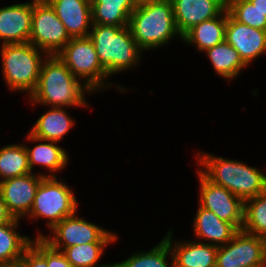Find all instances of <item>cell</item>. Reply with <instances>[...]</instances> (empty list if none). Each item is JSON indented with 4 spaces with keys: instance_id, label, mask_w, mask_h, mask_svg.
Here are the masks:
<instances>
[{
    "instance_id": "44dd1931",
    "label": "cell",
    "mask_w": 266,
    "mask_h": 267,
    "mask_svg": "<svg viewBox=\"0 0 266 267\" xmlns=\"http://www.w3.org/2000/svg\"><path fill=\"white\" fill-rule=\"evenodd\" d=\"M35 122L32 135L39 139L59 142L74 126V119L67 114L65 107H49Z\"/></svg>"
},
{
    "instance_id": "9c48e42d",
    "label": "cell",
    "mask_w": 266,
    "mask_h": 267,
    "mask_svg": "<svg viewBox=\"0 0 266 267\" xmlns=\"http://www.w3.org/2000/svg\"><path fill=\"white\" fill-rule=\"evenodd\" d=\"M64 24L47 0H33L29 43L48 55H56L69 41Z\"/></svg>"
},
{
    "instance_id": "e0dca14e",
    "label": "cell",
    "mask_w": 266,
    "mask_h": 267,
    "mask_svg": "<svg viewBox=\"0 0 266 267\" xmlns=\"http://www.w3.org/2000/svg\"><path fill=\"white\" fill-rule=\"evenodd\" d=\"M172 233L170 229L164 239L172 251L175 267H216L218 246L202 241L189 242V240L173 243Z\"/></svg>"
},
{
    "instance_id": "d6986e66",
    "label": "cell",
    "mask_w": 266,
    "mask_h": 267,
    "mask_svg": "<svg viewBox=\"0 0 266 267\" xmlns=\"http://www.w3.org/2000/svg\"><path fill=\"white\" fill-rule=\"evenodd\" d=\"M26 136L28 141L37 143L33 148L24 144L27 154H28V163L31 169L33 170L34 165L45 167L50 172L47 177H56L54 172H58L64 169L68 164V154L65 149L57 145L58 142L43 140L35 137L30 132ZM39 142V144H38Z\"/></svg>"
},
{
    "instance_id": "3957f363",
    "label": "cell",
    "mask_w": 266,
    "mask_h": 267,
    "mask_svg": "<svg viewBox=\"0 0 266 267\" xmlns=\"http://www.w3.org/2000/svg\"><path fill=\"white\" fill-rule=\"evenodd\" d=\"M128 26L138 46L144 51L165 46L175 36L182 41L175 24L172 1H138Z\"/></svg>"
},
{
    "instance_id": "5b68a950",
    "label": "cell",
    "mask_w": 266,
    "mask_h": 267,
    "mask_svg": "<svg viewBox=\"0 0 266 267\" xmlns=\"http://www.w3.org/2000/svg\"><path fill=\"white\" fill-rule=\"evenodd\" d=\"M0 50L1 73L8 89L23 91L30 96L37 86L42 64L48 54L29 42L4 44Z\"/></svg>"
},
{
    "instance_id": "7c38bea8",
    "label": "cell",
    "mask_w": 266,
    "mask_h": 267,
    "mask_svg": "<svg viewBox=\"0 0 266 267\" xmlns=\"http://www.w3.org/2000/svg\"><path fill=\"white\" fill-rule=\"evenodd\" d=\"M46 174L28 173L0 182V194L9 213L15 219L27 217L41 180Z\"/></svg>"
},
{
    "instance_id": "484cf974",
    "label": "cell",
    "mask_w": 266,
    "mask_h": 267,
    "mask_svg": "<svg viewBox=\"0 0 266 267\" xmlns=\"http://www.w3.org/2000/svg\"><path fill=\"white\" fill-rule=\"evenodd\" d=\"M170 255V256H169ZM167 257H171V263ZM112 267H175L174 257L168 242L163 238L148 251L135 252L124 261L112 263Z\"/></svg>"
},
{
    "instance_id": "6da1fadb",
    "label": "cell",
    "mask_w": 266,
    "mask_h": 267,
    "mask_svg": "<svg viewBox=\"0 0 266 267\" xmlns=\"http://www.w3.org/2000/svg\"><path fill=\"white\" fill-rule=\"evenodd\" d=\"M80 81L57 55H48L29 100L34 107L37 104L46 107H88L85 93L92 94L94 91Z\"/></svg>"
},
{
    "instance_id": "4316f807",
    "label": "cell",
    "mask_w": 266,
    "mask_h": 267,
    "mask_svg": "<svg viewBox=\"0 0 266 267\" xmlns=\"http://www.w3.org/2000/svg\"><path fill=\"white\" fill-rule=\"evenodd\" d=\"M110 243H87L65 248L62 253L73 267H112L111 263L97 264Z\"/></svg>"
},
{
    "instance_id": "7a4b0ae2",
    "label": "cell",
    "mask_w": 266,
    "mask_h": 267,
    "mask_svg": "<svg viewBox=\"0 0 266 267\" xmlns=\"http://www.w3.org/2000/svg\"><path fill=\"white\" fill-rule=\"evenodd\" d=\"M198 170L214 184L223 186L243 201L266 191V175L241 161L197 152Z\"/></svg>"
},
{
    "instance_id": "1f68e13d",
    "label": "cell",
    "mask_w": 266,
    "mask_h": 267,
    "mask_svg": "<svg viewBox=\"0 0 266 267\" xmlns=\"http://www.w3.org/2000/svg\"><path fill=\"white\" fill-rule=\"evenodd\" d=\"M13 219V216L9 213L7 206L0 194V225L11 222Z\"/></svg>"
},
{
    "instance_id": "ffe728a7",
    "label": "cell",
    "mask_w": 266,
    "mask_h": 267,
    "mask_svg": "<svg viewBox=\"0 0 266 267\" xmlns=\"http://www.w3.org/2000/svg\"><path fill=\"white\" fill-rule=\"evenodd\" d=\"M227 8L215 18L202 21L189 29L183 36L182 42L193 44L199 51H206L225 40L227 23Z\"/></svg>"
},
{
    "instance_id": "7402d4cb",
    "label": "cell",
    "mask_w": 266,
    "mask_h": 267,
    "mask_svg": "<svg viewBox=\"0 0 266 267\" xmlns=\"http://www.w3.org/2000/svg\"><path fill=\"white\" fill-rule=\"evenodd\" d=\"M138 0H91L92 24L126 27Z\"/></svg>"
},
{
    "instance_id": "4dcf8cb0",
    "label": "cell",
    "mask_w": 266,
    "mask_h": 267,
    "mask_svg": "<svg viewBox=\"0 0 266 267\" xmlns=\"http://www.w3.org/2000/svg\"><path fill=\"white\" fill-rule=\"evenodd\" d=\"M22 259L27 267H48L47 260L32 245L24 251Z\"/></svg>"
},
{
    "instance_id": "ba28073f",
    "label": "cell",
    "mask_w": 266,
    "mask_h": 267,
    "mask_svg": "<svg viewBox=\"0 0 266 267\" xmlns=\"http://www.w3.org/2000/svg\"><path fill=\"white\" fill-rule=\"evenodd\" d=\"M52 235L39 232L36 238H42L53 249L63 251L65 248L87 243H111L117 241V234L88 222L76 215V212L51 229Z\"/></svg>"
},
{
    "instance_id": "9a60e30c",
    "label": "cell",
    "mask_w": 266,
    "mask_h": 267,
    "mask_svg": "<svg viewBox=\"0 0 266 267\" xmlns=\"http://www.w3.org/2000/svg\"><path fill=\"white\" fill-rule=\"evenodd\" d=\"M176 27L183 36L193 26L219 16L227 0H172Z\"/></svg>"
},
{
    "instance_id": "d4e9b609",
    "label": "cell",
    "mask_w": 266,
    "mask_h": 267,
    "mask_svg": "<svg viewBox=\"0 0 266 267\" xmlns=\"http://www.w3.org/2000/svg\"><path fill=\"white\" fill-rule=\"evenodd\" d=\"M28 173L32 172L24 144H11L0 148V182Z\"/></svg>"
},
{
    "instance_id": "277c9868",
    "label": "cell",
    "mask_w": 266,
    "mask_h": 267,
    "mask_svg": "<svg viewBox=\"0 0 266 267\" xmlns=\"http://www.w3.org/2000/svg\"><path fill=\"white\" fill-rule=\"evenodd\" d=\"M88 37L109 77L140 63L143 50L133 38L129 26L92 24Z\"/></svg>"
},
{
    "instance_id": "5bb4252c",
    "label": "cell",
    "mask_w": 266,
    "mask_h": 267,
    "mask_svg": "<svg viewBox=\"0 0 266 267\" xmlns=\"http://www.w3.org/2000/svg\"><path fill=\"white\" fill-rule=\"evenodd\" d=\"M33 0L0 8L1 44L28 43L32 29Z\"/></svg>"
},
{
    "instance_id": "e575fe53",
    "label": "cell",
    "mask_w": 266,
    "mask_h": 267,
    "mask_svg": "<svg viewBox=\"0 0 266 267\" xmlns=\"http://www.w3.org/2000/svg\"><path fill=\"white\" fill-rule=\"evenodd\" d=\"M138 1H159V0H138ZM168 1H172V0H168Z\"/></svg>"
},
{
    "instance_id": "83f0119b",
    "label": "cell",
    "mask_w": 266,
    "mask_h": 267,
    "mask_svg": "<svg viewBox=\"0 0 266 267\" xmlns=\"http://www.w3.org/2000/svg\"><path fill=\"white\" fill-rule=\"evenodd\" d=\"M242 230L266 239V191L244 201Z\"/></svg>"
},
{
    "instance_id": "30bf717a",
    "label": "cell",
    "mask_w": 266,
    "mask_h": 267,
    "mask_svg": "<svg viewBox=\"0 0 266 267\" xmlns=\"http://www.w3.org/2000/svg\"><path fill=\"white\" fill-rule=\"evenodd\" d=\"M216 267H266V239L238 230L231 241L218 246Z\"/></svg>"
},
{
    "instance_id": "8992f818",
    "label": "cell",
    "mask_w": 266,
    "mask_h": 267,
    "mask_svg": "<svg viewBox=\"0 0 266 267\" xmlns=\"http://www.w3.org/2000/svg\"><path fill=\"white\" fill-rule=\"evenodd\" d=\"M68 184L56 177H44L28 214L30 219H48L47 227L51 230L64 218L74 214L79 204Z\"/></svg>"
},
{
    "instance_id": "f546056e",
    "label": "cell",
    "mask_w": 266,
    "mask_h": 267,
    "mask_svg": "<svg viewBox=\"0 0 266 267\" xmlns=\"http://www.w3.org/2000/svg\"><path fill=\"white\" fill-rule=\"evenodd\" d=\"M31 245L47 260L48 267H73L61 251L53 249L42 238H35Z\"/></svg>"
},
{
    "instance_id": "ac0fdd59",
    "label": "cell",
    "mask_w": 266,
    "mask_h": 267,
    "mask_svg": "<svg viewBox=\"0 0 266 267\" xmlns=\"http://www.w3.org/2000/svg\"><path fill=\"white\" fill-rule=\"evenodd\" d=\"M194 218L193 233L204 243L222 246L232 240L238 231L231 223L221 220L214 212L200 205ZM209 241V242H208Z\"/></svg>"
},
{
    "instance_id": "d6a6232c",
    "label": "cell",
    "mask_w": 266,
    "mask_h": 267,
    "mask_svg": "<svg viewBox=\"0 0 266 267\" xmlns=\"http://www.w3.org/2000/svg\"><path fill=\"white\" fill-rule=\"evenodd\" d=\"M0 267H27V264L22 258H20V259L15 260V261L1 264Z\"/></svg>"
},
{
    "instance_id": "2e32d148",
    "label": "cell",
    "mask_w": 266,
    "mask_h": 267,
    "mask_svg": "<svg viewBox=\"0 0 266 267\" xmlns=\"http://www.w3.org/2000/svg\"><path fill=\"white\" fill-rule=\"evenodd\" d=\"M71 38L87 37L92 27L91 0H47Z\"/></svg>"
},
{
    "instance_id": "4fadbf2b",
    "label": "cell",
    "mask_w": 266,
    "mask_h": 267,
    "mask_svg": "<svg viewBox=\"0 0 266 267\" xmlns=\"http://www.w3.org/2000/svg\"><path fill=\"white\" fill-rule=\"evenodd\" d=\"M225 41L235 48L249 66L266 52V30L255 29L236 21L228 12Z\"/></svg>"
},
{
    "instance_id": "8fae6325",
    "label": "cell",
    "mask_w": 266,
    "mask_h": 267,
    "mask_svg": "<svg viewBox=\"0 0 266 267\" xmlns=\"http://www.w3.org/2000/svg\"><path fill=\"white\" fill-rule=\"evenodd\" d=\"M199 205L214 212L221 220L241 230L244 221V201L223 186L208 180L199 170Z\"/></svg>"
},
{
    "instance_id": "603a6c76",
    "label": "cell",
    "mask_w": 266,
    "mask_h": 267,
    "mask_svg": "<svg viewBox=\"0 0 266 267\" xmlns=\"http://www.w3.org/2000/svg\"><path fill=\"white\" fill-rule=\"evenodd\" d=\"M204 53L207 54L215 73L227 80L235 79L241 70L247 67L238 51L225 40Z\"/></svg>"
},
{
    "instance_id": "cb8c5ba5",
    "label": "cell",
    "mask_w": 266,
    "mask_h": 267,
    "mask_svg": "<svg viewBox=\"0 0 266 267\" xmlns=\"http://www.w3.org/2000/svg\"><path fill=\"white\" fill-rule=\"evenodd\" d=\"M19 219L0 225V265L22 258L33 238L16 231Z\"/></svg>"
},
{
    "instance_id": "f1b7e54d",
    "label": "cell",
    "mask_w": 266,
    "mask_h": 267,
    "mask_svg": "<svg viewBox=\"0 0 266 267\" xmlns=\"http://www.w3.org/2000/svg\"><path fill=\"white\" fill-rule=\"evenodd\" d=\"M229 14L238 22L260 30H266V15L249 0H227Z\"/></svg>"
},
{
    "instance_id": "52a82bcc",
    "label": "cell",
    "mask_w": 266,
    "mask_h": 267,
    "mask_svg": "<svg viewBox=\"0 0 266 267\" xmlns=\"http://www.w3.org/2000/svg\"><path fill=\"white\" fill-rule=\"evenodd\" d=\"M56 55L75 77L82 78L94 92L113 86L112 82L109 84L108 80L105 82L109 76L101 65L93 42L88 36L71 38Z\"/></svg>"
},
{
    "instance_id": "836d02e7",
    "label": "cell",
    "mask_w": 266,
    "mask_h": 267,
    "mask_svg": "<svg viewBox=\"0 0 266 267\" xmlns=\"http://www.w3.org/2000/svg\"><path fill=\"white\" fill-rule=\"evenodd\" d=\"M259 11L266 15V0H249Z\"/></svg>"
}]
</instances>
